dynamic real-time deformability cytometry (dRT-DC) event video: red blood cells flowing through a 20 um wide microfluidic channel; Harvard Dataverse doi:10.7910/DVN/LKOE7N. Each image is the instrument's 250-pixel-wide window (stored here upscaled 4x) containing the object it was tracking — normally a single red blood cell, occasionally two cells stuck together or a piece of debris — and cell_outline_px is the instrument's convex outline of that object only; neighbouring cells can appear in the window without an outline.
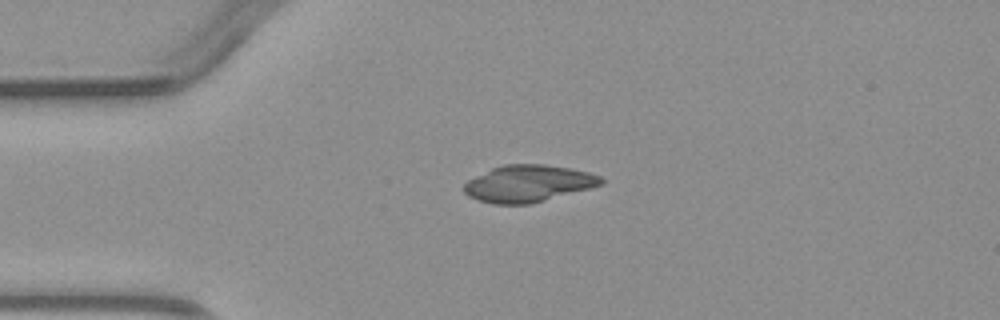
{"species": "common noctule bat (a hibernating species)", "species_latin": "Nyctalus noctula", "temperature_condition": "warm", "stored_images_in_passage": 2, "camera_frame_rate_fps": 3000, "um_per_image_px": 0.085, "animal": {"sex": "male", "body_mass_g": 23.1, "forearm_length_mm": 52.7}, "frame": {"image": 1, "passage_image": 1, "time_ms": 0.0, "image_size_px": [1000, 320], "cell_outline_px": [[604, 184], [528, 204], [492, 204], [476, 200], [468, 196], [464, 192], [464, 184], [468, 180], [492, 168], [504, 164], [544, 164], [572, 168], [588, 172], [600, 176], [604, 180]], "centroid_in_image_um": [44.88, 15.59], "position_along_channel_um": 40.1, "area_um2": 29.3}}